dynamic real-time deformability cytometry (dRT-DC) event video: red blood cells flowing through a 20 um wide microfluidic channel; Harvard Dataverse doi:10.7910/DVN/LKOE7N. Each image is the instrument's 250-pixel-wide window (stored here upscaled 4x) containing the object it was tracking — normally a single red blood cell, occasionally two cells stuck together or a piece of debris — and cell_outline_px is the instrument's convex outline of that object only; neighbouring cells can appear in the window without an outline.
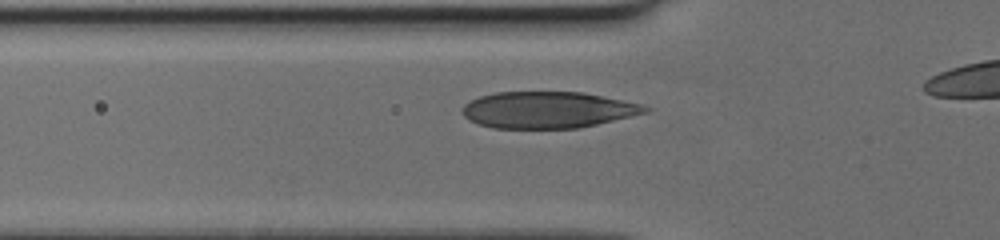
{"species": "human", "species_latin": "Homo sapiens", "temperature_condition": "cold", "stored_images_in_passage": 29, "camera_frame_rate_fps": 3000, "um_per_image_px": 0.085, "donor": {"sex": "female"}, "frame": {"image": 1, "passage_image": 4, "time_ms": 1.0, "image_size_px": [1000, 240], "cell_outline_px": [[652, 108], [648, 112], [596, 124], [576, 128], [492, 128], [476, 124], [468, 120], [460, 112], [460, 108], [468, 100], [480, 96], [496, 92], [584, 92], [644, 104]], "centroid_in_image_um": [46.52, 9.33], "position_along_channel_um": 79.3, "area_um2": 39.25}}
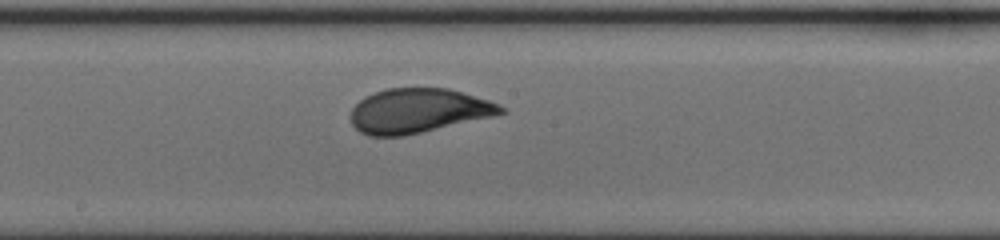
{"frame": {"image": 2, "passage_image": 14, "time_ms": 4.333, "image_size_px": [1000, 240], "cell_outline_px": [[508, 112], [492, 116], [404, 136], [368, 136], [360, 132], [352, 124], [348, 116], [352, 108], [364, 96], [388, 88], [448, 88], [488, 100], [500, 104]], "centroid_in_image_um": [35.51, 9.42], "position_along_channel_um": 212.7, "area_um2": 38.84}}
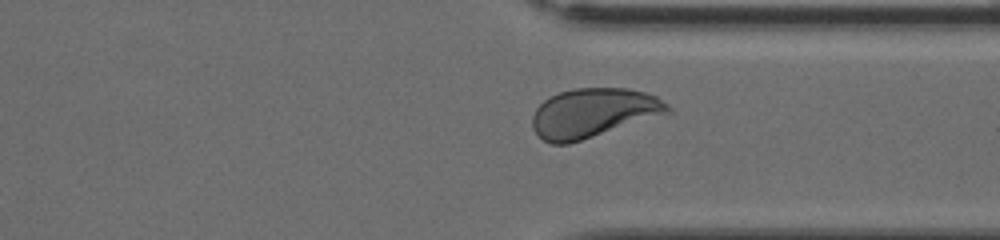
{"frame": {"image": 3, "passage_image": 25, "time_ms": 8.0, "image_size_px": [1000, 240], "cell_outline_px": [[672, 112], [568, 144], [552, 144], [544, 140], [532, 128], [532, 116], [536, 108], [548, 96], [560, 92], [576, 88], [628, 88], [644, 92], [656, 96], [668, 104], [672, 108]], "centroid_in_image_um": [50.42, 9.59], "position_along_channel_um": 361.0, "area_um2": 38.67}}